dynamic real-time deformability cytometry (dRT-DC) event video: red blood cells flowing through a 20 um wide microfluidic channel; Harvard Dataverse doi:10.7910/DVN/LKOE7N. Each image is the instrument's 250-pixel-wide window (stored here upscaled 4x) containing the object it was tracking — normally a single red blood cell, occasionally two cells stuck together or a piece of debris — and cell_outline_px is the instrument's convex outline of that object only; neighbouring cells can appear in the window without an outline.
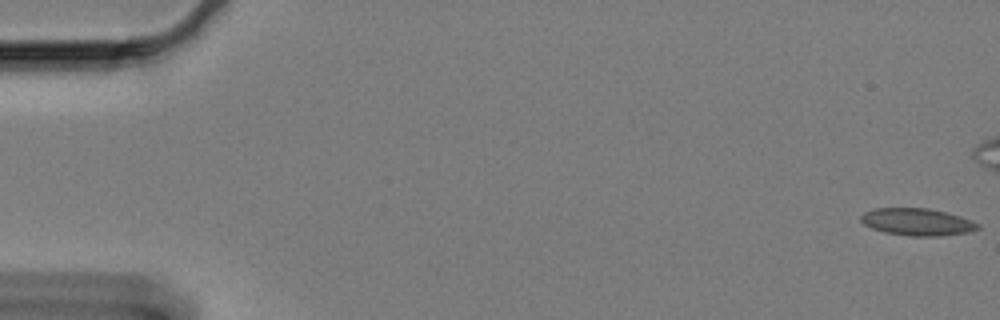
{"species": "Egyptian fruit bat (a non-hibernating species)", "species_latin": "Rousettus aegyptiacus", "temperature_condition": "cold", "stored_images_in_passage": 11, "camera_frame_rate_fps": 3000, "um_per_image_px": 0.085, "animal": {"sex": "female"}, "frame": {"image": 1, "passage_image": 1, "time_ms": 0.0, "image_size_px": [1000, 320], "cell_outline_px": [[980, 228], [968, 232], [940, 236], [912, 236], [884, 232], [872, 228], [864, 224], [860, 220], [860, 216], [864, 212], [876, 208], [928, 208], [960, 216], [972, 220], [980, 224]], "centroid_in_image_um": [77.97, 18.86], "position_along_channel_um": 7.0, "area_um2": 18.5}}